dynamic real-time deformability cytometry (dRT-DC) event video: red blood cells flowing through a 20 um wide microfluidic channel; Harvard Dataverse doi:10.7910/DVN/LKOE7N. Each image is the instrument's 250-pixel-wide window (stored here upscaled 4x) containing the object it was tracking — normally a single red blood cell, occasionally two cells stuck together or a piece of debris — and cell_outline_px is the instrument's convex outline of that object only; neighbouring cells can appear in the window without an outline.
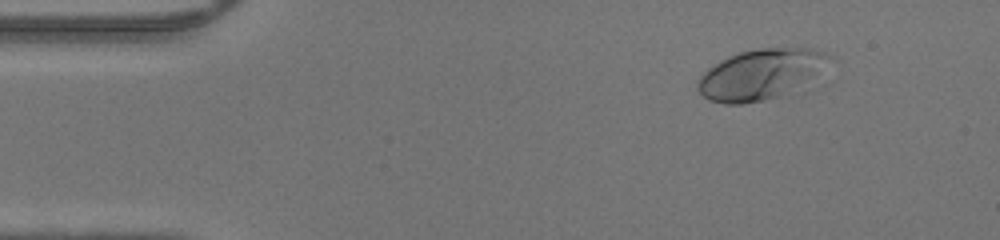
{"species": "human", "species_latin": "Homo sapiens", "temperature_condition": "warm", "stored_images_in_passage": 47, "camera_frame_rate_fps": 3000, "um_per_image_px": 0.085, "donor": {"sex": "male"}, "frame": {"image": 1, "passage_image": 6, "time_ms": 1.667, "image_size_px": [1000, 240], "cell_outline_px": [[832, 56], [812, 76], [780, 96], [764, 100], [740, 104], [724, 104], [708, 100], [696, 88], [696, 84], [700, 76], [708, 68], [720, 60], [728, 56], [740, 52], [760, 48], [808, 48], [824, 52]], "centroid_in_image_um": [64.53, 6.31], "position_along_channel_um": 20.5, "area_um2": 37.57}}
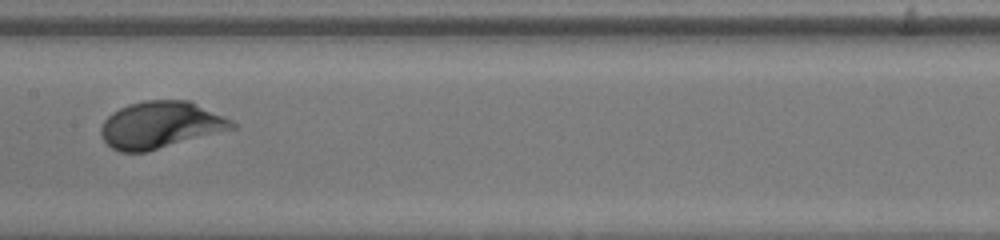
{"frame": {"image": 2, "passage_image": 24, "time_ms": 7.667, "image_size_px": [1000, 240], "cell_outline_px": [[236, 128], [148, 152], [120, 152], [112, 148], [104, 140], [100, 132], [100, 128], [104, 120], [112, 112], [128, 104], [144, 100], [192, 100], [232, 120], [236, 124]], "centroid_in_image_um": [13.66, 10.61], "position_along_channel_um": 193.7, "area_um2": 36.13}}
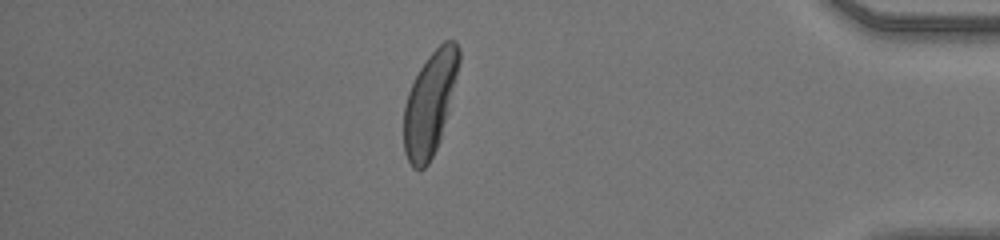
{"frame": {"image": 3, "passage_image": 41, "time_ms": 13.333, "image_size_px": [1000, 240], "cell_outline_px": [[460, 60], [448, 112], [440, 140], [428, 164], [420, 172], [412, 168], [404, 152], [404, 104], [408, 92], [420, 68], [428, 56], [444, 40], [456, 40], [460, 52]], "centroid_in_image_um": [36.53, 8.81], "position_along_channel_um": 398.7, "area_um2": 33.0}}